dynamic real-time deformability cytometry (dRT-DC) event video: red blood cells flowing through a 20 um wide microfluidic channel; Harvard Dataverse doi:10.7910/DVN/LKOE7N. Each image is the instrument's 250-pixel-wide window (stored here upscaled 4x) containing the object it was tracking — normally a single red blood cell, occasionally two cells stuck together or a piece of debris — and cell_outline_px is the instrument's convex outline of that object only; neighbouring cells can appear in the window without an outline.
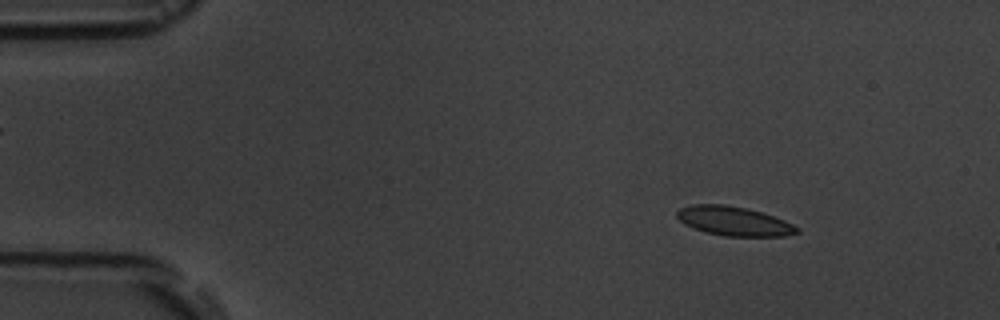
{"species": "common noctule bat (a hibernating species)", "species_latin": "Nyctalus noctula", "temperature_condition": "room temperature", "stored_images_in_passage": 5, "camera_frame_rate_fps": 3000, "um_per_image_px": 0.085, "animal": {"sex": "male", "body_mass_g": 19.5, "forearm_length_mm": 54.6}, "frame": {"image": 1, "passage_image": 2, "time_ms": 1.0, "image_size_px": [1000, 320], "cell_outline_px": [[800, 232], [784, 236], [724, 236], [704, 232], [692, 228], [684, 224], [676, 216], [676, 212], [680, 208], [692, 204], [724, 204], [744, 208], [760, 212], [784, 220], [800, 228]], "centroid_in_image_um": [62.35, 18.8], "position_along_channel_um": 22.6, "area_um2": 20.4}}
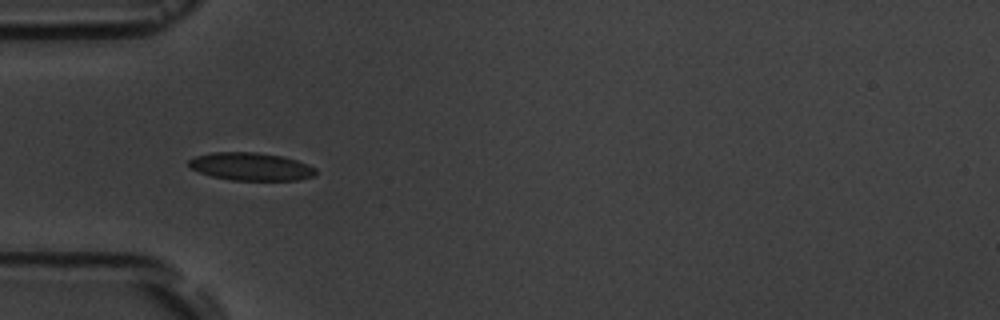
{"frame": {"image": 2, "passage_image": 4, "time_ms": 4.333, "image_size_px": [1000, 320], "cell_outline_px": [[316, 172], [312, 176], [300, 180], [232, 180], [212, 176], [200, 172], [192, 168], [188, 164], [188, 160], [196, 156], [212, 152], [256, 152], [284, 156], [308, 164], [316, 168]], "centroid_in_image_um": [21.35, 14.15], "position_along_channel_um": 63.7, "area_um2": 20.58}}
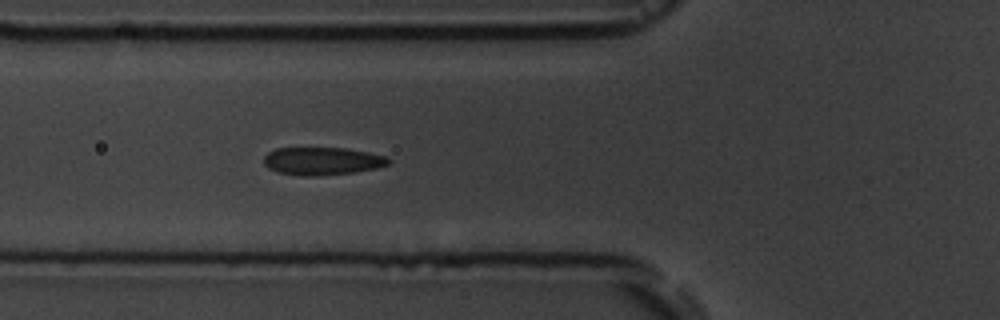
{"frame": {"image": 3, "passage_image": 5, "time_ms": 5.333, "image_size_px": [1000, 320], "cell_outline_px": [[392, 160], [388, 164], [376, 168], [356, 172], [316, 176], [300, 176], [280, 172], [268, 168], [264, 164], [264, 156], [268, 152], [276, 148], [344, 148], [368, 152], [388, 156]], "centroid_in_image_um": [27.41, 13.69], "position_along_channel_um": 98.4, "area_um2": 20.29}}